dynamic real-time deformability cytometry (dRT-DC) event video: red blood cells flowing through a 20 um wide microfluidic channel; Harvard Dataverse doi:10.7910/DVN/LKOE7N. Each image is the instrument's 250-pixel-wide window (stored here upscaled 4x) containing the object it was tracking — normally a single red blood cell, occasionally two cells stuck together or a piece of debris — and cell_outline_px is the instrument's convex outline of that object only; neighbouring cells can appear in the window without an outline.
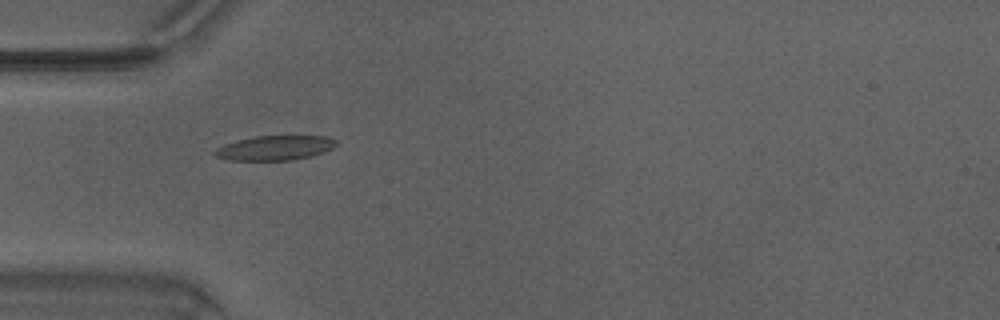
{"species": "Egyptian fruit bat (a non-hibernating species)", "species_latin": "Rousettus aegyptiacus", "temperature_condition": "warm", "stored_images_in_passage": 17, "camera_frame_rate_fps": 3000, "um_per_image_px": 0.085, "animal": {"sex": "male"}, "frame": {"image": 1, "passage_image": 3, "time_ms": 0.667, "image_size_px": [1000, 320], "cell_outline_px": [[336, 144], [332, 148], [324, 152], [292, 160], [228, 160], [216, 156], [212, 152], [216, 148], [224, 144], [236, 140], [256, 136], [328, 136], [336, 140]], "centroid_in_image_um": [23.33, 12.56], "position_along_channel_um": 61.7, "area_um2": 17.34}}
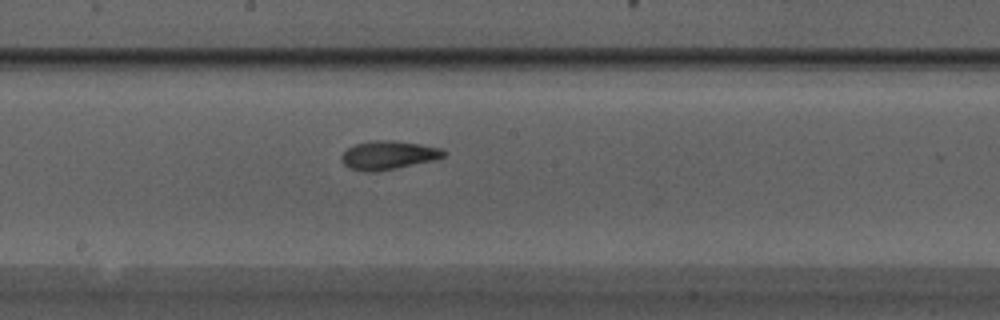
{"frame": {"image": 2, "passage_image": 14, "time_ms": 4.333, "image_size_px": [1000, 320], "cell_outline_px": [[448, 152], [444, 156], [432, 160], [396, 168], [372, 172], [364, 172], [348, 168], [340, 160], [340, 156], [348, 148], [356, 144], [368, 140], [392, 140], [420, 144], [444, 148]], "centroid_in_image_um": [32.99, 13.18], "position_along_channel_um": 215.2, "area_um2": 17.17}}